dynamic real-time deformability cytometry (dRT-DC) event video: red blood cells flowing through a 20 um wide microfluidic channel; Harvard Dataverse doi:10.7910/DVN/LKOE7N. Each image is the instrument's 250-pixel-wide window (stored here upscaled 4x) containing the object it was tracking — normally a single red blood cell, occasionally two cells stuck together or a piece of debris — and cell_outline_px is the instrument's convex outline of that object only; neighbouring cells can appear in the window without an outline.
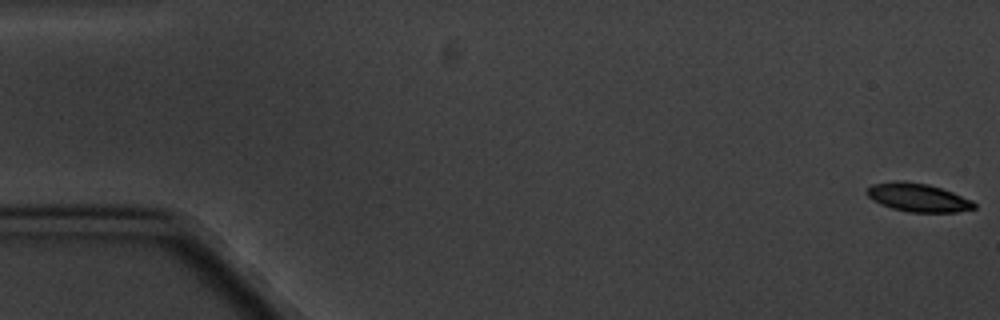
{"species": "common noctule bat (a hibernating species)", "species_latin": "Nyctalus noctula", "temperature_condition": "cold", "stored_images_in_passage": 9, "camera_frame_rate_fps": 3000, "um_per_image_px": 0.085, "animal": {"sex": "male", "body_mass_g": 20.1, "forearm_length_mm": 53.5}, "frame": {"image": 1, "passage_image": 1, "time_ms": 0.0, "image_size_px": [1000, 320], "cell_outline_px": [[976, 208], [956, 212], [908, 212], [892, 208], [880, 204], [872, 200], [864, 192], [872, 184], [892, 180], [900, 180], [928, 184], [952, 192], [972, 200], [976, 204]], "centroid_in_image_um": [77.99, 16.78], "position_along_channel_um": 7.0, "area_um2": 17.86}}